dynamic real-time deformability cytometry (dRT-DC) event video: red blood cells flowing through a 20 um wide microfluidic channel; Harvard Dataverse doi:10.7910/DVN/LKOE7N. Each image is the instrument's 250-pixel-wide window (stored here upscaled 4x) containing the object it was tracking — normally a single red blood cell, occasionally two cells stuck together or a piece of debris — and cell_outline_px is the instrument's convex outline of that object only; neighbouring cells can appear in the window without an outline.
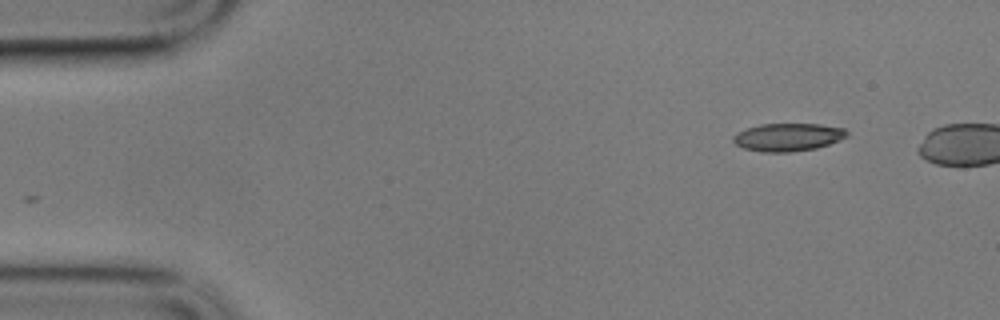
{"species": "common noctule bat (a hibernating species)", "species_latin": "Nyctalus noctula", "temperature_condition": "cold", "stored_images_in_passage": 3, "camera_frame_rate_fps": 3000, "um_per_image_px": 0.085, "animal": {"sex": "male", "body_mass_g": 17.9}, "frame": {"image": 1, "passage_image": 1, "time_ms": 0.0, "image_size_px": [1000, 320], "cell_outline_px": [[848, 136], [840, 140], [816, 148], [788, 152], [764, 152], [744, 148], [736, 144], [732, 140], [732, 136], [736, 132], [760, 124], [820, 124], [844, 128], [848, 132]], "centroid_in_image_um": [66.97, 11.65], "position_along_channel_um": 18.0, "area_um2": 18.44}}